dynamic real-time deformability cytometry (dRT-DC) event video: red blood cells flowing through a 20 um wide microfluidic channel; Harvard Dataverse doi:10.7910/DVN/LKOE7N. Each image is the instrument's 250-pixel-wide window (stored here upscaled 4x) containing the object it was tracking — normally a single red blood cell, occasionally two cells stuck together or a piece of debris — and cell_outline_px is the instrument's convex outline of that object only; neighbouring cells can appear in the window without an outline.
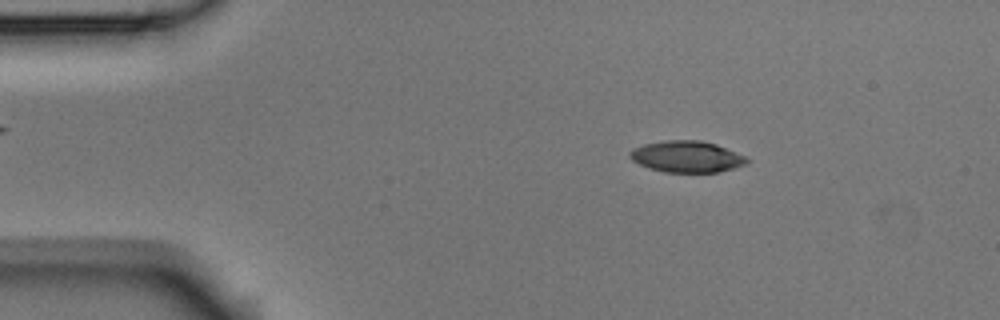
{"species": "Egyptian fruit bat (a non-hibernating species)", "species_latin": "Rousettus aegyptiacus", "temperature_condition": "room temperature", "stored_images_in_passage": 5, "camera_frame_rate_fps": 3000, "um_per_image_px": 0.085, "animal": {"sex": "male"}, "frame": {"image": 1, "passage_image": 2, "time_ms": 0.333, "image_size_px": [1000, 320], "cell_outline_px": [[748, 160], [744, 164], [732, 168], [716, 172], [664, 172], [648, 168], [632, 160], [628, 156], [628, 152], [632, 148], [644, 144], [664, 140], [700, 140], [716, 144], [744, 156]], "centroid_in_image_um": [58.29, 13.3], "position_along_channel_um": 26.7, "area_um2": 21.27}}
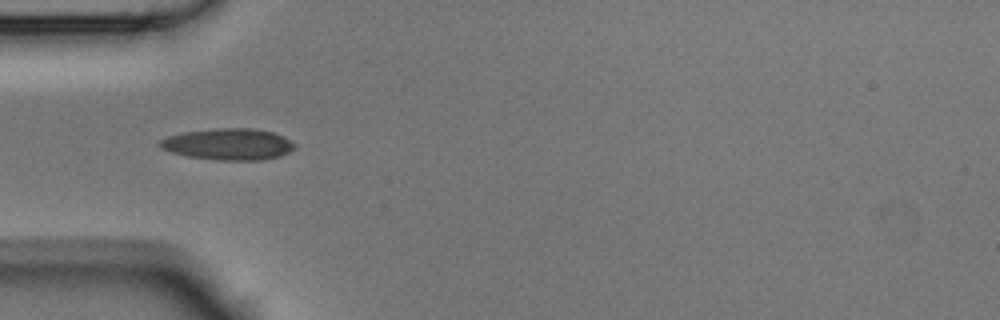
{"frame": {"image": 2, "passage_image": 4, "time_ms": 1.0, "image_size_px": [1000, 320], "cell_outline_px": [[296, 148], [280, 156], [264, 160], [216, 160], [188, 156], [172, 152], [160, 148], [156, 144], [160, 140], [168, 136], [184, 132], [216, 128], [252, 128], [272, 132], [296, 144]], "centroid_in_image_um": [19.39, 12.26], "position_along_channel_um": 65.6, "area_um2": 24.68}}
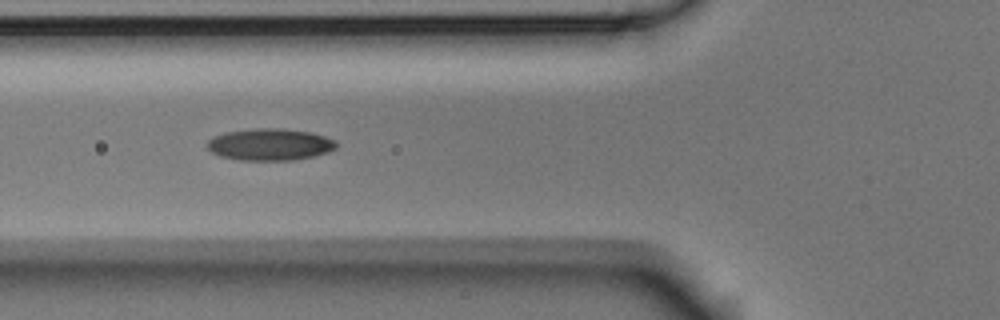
{"frame": {"image": 3, "passage_image": 5, "time_ms": 1.333, "image_size_px": [1000, 320], "cell_outline_px": [[336, 148], [328, 152], [312, 156], [292, 160], [240, 160], [220, 156], [212, 152], [204, 144], [212, 136], [224, 132], [256, 128], [284, 128], [308, 132], [324, 136], [336, 140]], "centroid_in_image_um": [22.9, 12.27], "position_along_channel_um": 102.9, "area_um2": 24.04}}